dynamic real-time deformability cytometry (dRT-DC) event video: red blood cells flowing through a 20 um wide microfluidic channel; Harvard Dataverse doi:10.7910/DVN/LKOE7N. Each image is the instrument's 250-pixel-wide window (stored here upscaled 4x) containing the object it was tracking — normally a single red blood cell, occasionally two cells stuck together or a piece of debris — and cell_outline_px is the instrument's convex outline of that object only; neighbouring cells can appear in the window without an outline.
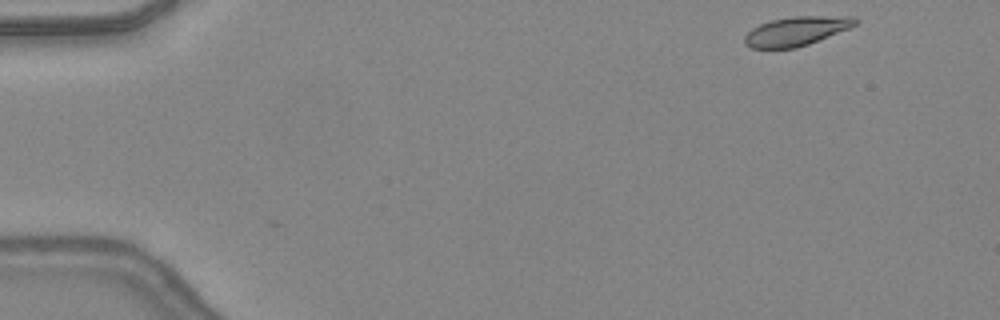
{"species": "common noctule bat (a hibernating species)", "species_latin": "Nyctalus noctula", "temperature_condition": "warm", "stored_images_in_passage": 12, "segment_of_instrument_passage": [1, 2], "camera_frame_rate_fps": 3000, "um_per_image_px": 0.085, "animal": {"sex": "female", "body_mass_g": 24.6, "forearm_length_mm": 56.2}, "frame": {"image": 1, "passage_image": 1, "time_ms": 0.0, "image_size_px": [1000, 320], "cell_outline_px": [[860, 20], [856, 24], [848, 28], [808, 44], [796, 48], [752, 48], [744, 44], [744, 36], [752, 28], [760, 24], [772, 20], [792, 16], [852, 16]], "centroid_in_image_um": [67.67, 2.64], "position_along_channel_um": 17.3, "area_um2": 18.61}}
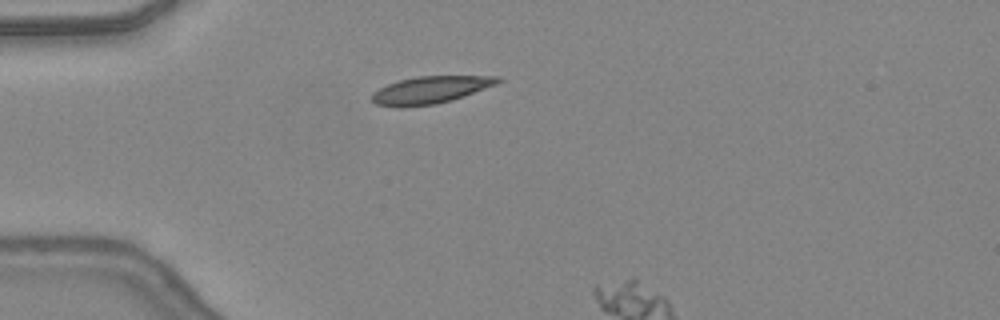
{"frame": {"image": 2, "passage_image": 10, "time_ms": 3.0, "image_size_px": [1000, 320], "cell_outline_px": [[504, 80], [496, 84], [464, 96], [452, 100], [436, 104], [404, 108], [400, 108], [376, 104], [372, 100], [372, 92], [388, 84], [400, 80], [416, 76], [500, 76]], "centroid_in_image_um": [36.58, 7.65], "position_along_channel_um": 48.4, "area_um2": 20.11}}